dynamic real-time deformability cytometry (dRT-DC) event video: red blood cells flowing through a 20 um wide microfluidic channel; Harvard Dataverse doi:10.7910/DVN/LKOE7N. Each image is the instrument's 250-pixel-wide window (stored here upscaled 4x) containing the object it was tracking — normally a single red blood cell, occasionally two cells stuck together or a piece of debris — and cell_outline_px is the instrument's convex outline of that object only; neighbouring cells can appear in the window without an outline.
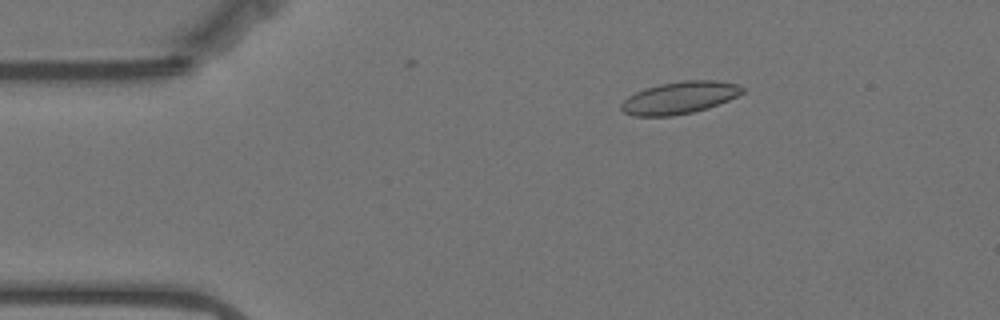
{"species": "Egyptian fruit bat (a non-hibernating species)", "species_latin": "Rousettus aegyptiacus", "temperature_condition": "warm", "stored_images_in_passage": 8, "camera_frame_rate_fps": 3000, "um_per_image_px": 0.085, "animal": {"sex": "female"}, "frame": {"image": 1, "passage_image": 5, "time_ms": 1.333, "image_size_px": [1000, 320], "cell_outline_px": [[744, 92], [728, 100], [708, 108], [692, 112], [672, 116], [632, 116], [624, 112], [620, 108], [620, 104], [628, 96], [644, 88], [660, 84], [684, 80], [716, 80], [736, 84], [744, 88]], "centroid_in_image_um": [57.73, 8.3], "position_along_channel_um": 27.3, "area_um2": 22.72}}